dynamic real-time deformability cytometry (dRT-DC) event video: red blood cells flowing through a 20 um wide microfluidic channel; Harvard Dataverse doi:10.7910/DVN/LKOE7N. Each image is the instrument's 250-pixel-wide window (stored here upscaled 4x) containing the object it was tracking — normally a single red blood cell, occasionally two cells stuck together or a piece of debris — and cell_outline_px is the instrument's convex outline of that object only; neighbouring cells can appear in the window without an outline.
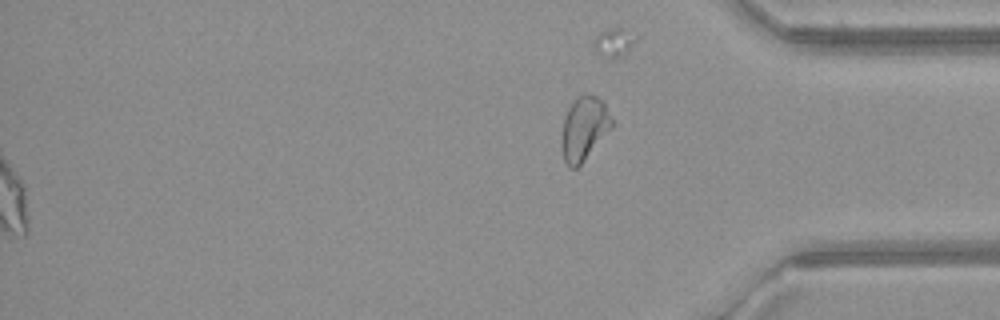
{"species": "common noctule bat (a hibernating species)", "species_latin": "Nyctalus noctula", "temperature_condition": "warm", "stored_images_in_passage": 51, "segment_of_instrument_passage": [2, 2], "camera_frame_rate_fps": 3000, "um_per_image_px": 0.085, "animal": {"sex": "female", "body_mass_g": 21.9}, "frame": {"image": 1, "passage_image": 51, "time_ms": 16.667, "image_size_px": [1000, 320], "cell_outline_px": [[612, 128], [580, 164], [576, 168], [568, 168], [564, 160], [560, 148], [560, 136], [564, 120], [568, 108], [580, 96], [596, 96], [604, 100], [612, 120]], "centroid_in_image_um": [49.62, 10.96], "position_along_channel_um": 385.6, "area_um2": 18.5}}